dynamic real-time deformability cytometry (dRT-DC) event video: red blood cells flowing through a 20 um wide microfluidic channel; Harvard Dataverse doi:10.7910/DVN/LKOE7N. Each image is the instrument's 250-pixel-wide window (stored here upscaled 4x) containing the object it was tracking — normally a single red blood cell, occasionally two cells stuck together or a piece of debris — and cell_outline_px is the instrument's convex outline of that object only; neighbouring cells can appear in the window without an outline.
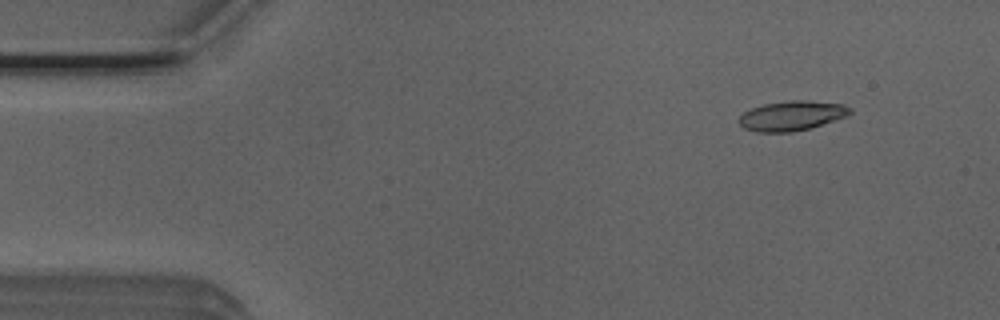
{"species": "Egyptian fruit bat (a non-hibernating species)", "species_latin": "Rousettus aegyptiacus", "temperature_condition": "room temperature", "stored_images_in_passage": 11, "camera_frame_rate_fps": 3000, "um_per_image_px": 0.085, "animal": {"sex": "male"}, "frame": {"image": 1, "passage_image": 1, "time_ms": 0.0, "image_size_px": [1000, 320], "cell_outline_px": [[852, 112], [848, 116], [812, 128], [792, 132], [756, 132], [744, 128], [736, 120], [744, 112], [752, 108], [764, 104], [792, 100], [804, 100], [844, 104], [852, 108]], "centroid_in_image_um": [67.32, 9.84], "position_along_channel_um": 17.7, "area_um2": 19.42}}